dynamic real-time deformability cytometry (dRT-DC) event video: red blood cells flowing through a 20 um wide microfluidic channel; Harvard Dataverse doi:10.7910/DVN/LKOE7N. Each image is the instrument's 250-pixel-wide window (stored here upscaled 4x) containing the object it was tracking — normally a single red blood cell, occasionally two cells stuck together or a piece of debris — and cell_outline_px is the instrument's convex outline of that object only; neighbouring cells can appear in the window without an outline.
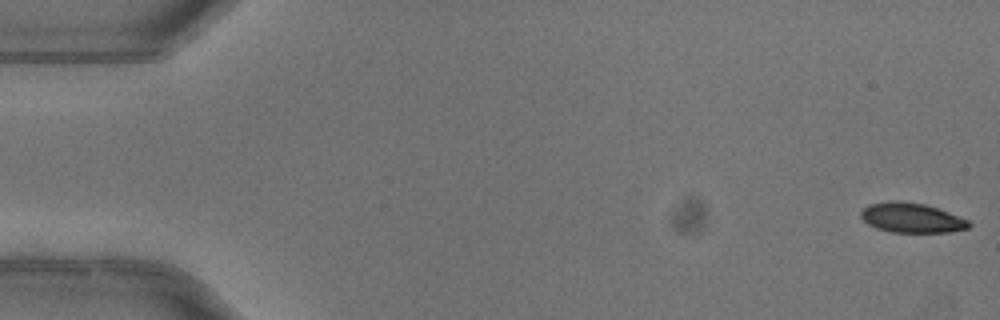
{"species": "common noctule bat (a hibernating species)", "species_latin": "Nyctalus noctula", "temperature_condition": "warm", "stored_images_in_passage": 9, "camera_frame_rate_fps": 3000, "um_per_image_px": 0.085, "animal": {"sex": "female"}, "frame": {"image": 1, "passage_image": 1, "time_ms": 0.0, "image_size_px": [1000, 320], "cell_outline_px": [[972, 224], [968, 228], [948, 232], [892, 232], [876, 228], [868, 224], [860, 216], [860, 212], [868, 204], [888, 200], [900, 200], [924, 204], [948, 212], [968, 220]], "centroid_in_image_um": [77.45, 18.5], "position_along_channel_um": 7.5, "area_um2": 18.73}}